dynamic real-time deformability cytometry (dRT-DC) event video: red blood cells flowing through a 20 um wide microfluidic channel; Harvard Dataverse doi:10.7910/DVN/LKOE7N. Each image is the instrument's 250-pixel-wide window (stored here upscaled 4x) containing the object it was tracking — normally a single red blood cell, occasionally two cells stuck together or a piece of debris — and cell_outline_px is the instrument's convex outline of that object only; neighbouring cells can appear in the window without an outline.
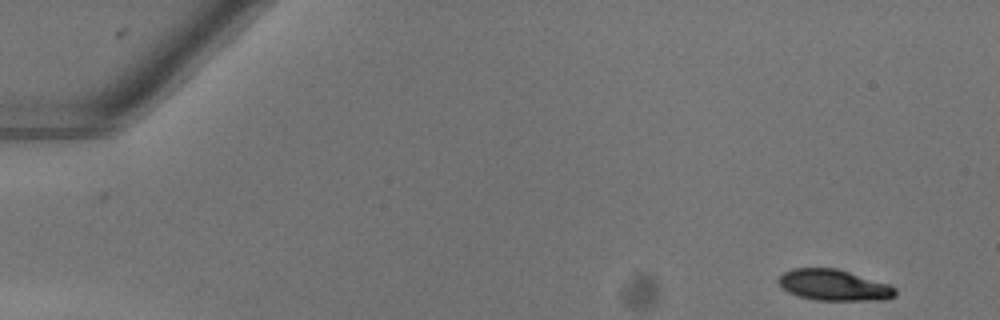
{"species": "common noctule bat (a hibernating species)", "species_latin": "Nyctalus noctula", "temperature_condition": "warm", "stored_images_in_passage": 12, "camera_frame_rate_fps": 3000, "um_per_image_px": 0.085, "animal": {"sex": "female"}, "frame": {"image": 1, "passage_image": 1, "time_ms": 0.0, "image_size_px": [1000, 320], "cell_outline_px": [[896, 296], [884, 300], [816, 300], [800, 296], [788, 292], [780, 288], [776, 280], [784, 272], [792, 268], [836, 268], [888, 284], [896, 288]], "centroid_in_image_um": [70.84, 24.24], "position_along_channel_um": 14.2, "area_um2": 21.15}}